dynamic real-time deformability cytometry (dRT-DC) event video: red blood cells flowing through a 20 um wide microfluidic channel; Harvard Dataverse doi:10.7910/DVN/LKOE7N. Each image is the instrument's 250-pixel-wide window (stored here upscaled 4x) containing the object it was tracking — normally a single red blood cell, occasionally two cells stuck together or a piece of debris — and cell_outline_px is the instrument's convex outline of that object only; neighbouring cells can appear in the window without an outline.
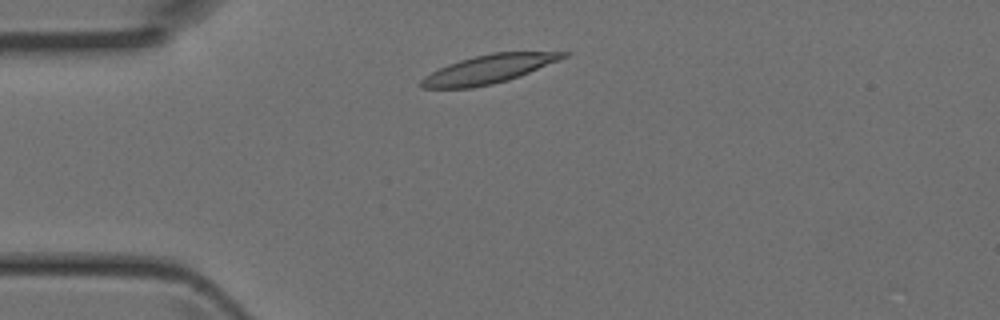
{"species": "Egyptian fruit bat (a non-hibernating species)", "species_latin": "Rousettus aegyptiacus", "temperature_condition": "room temperature", "stored_images_in_passage": 3, "camera_frame_rate_fps": 3000, "um_per_image_px": 0.085, "animal": {"sex": "female"}, "frame": {"image": 1, "passage_image": 2, "time_ms": 0.333, "image_size_px": [1000, 320], "cell_outline_px": [[568, 56], [560, 60], [520, 76], [508, 80], [492, 84], [472, 88], [420, 88], [420, 80], [424, 76], [448, 64], [460, 60], [492, 52], [568, 52]], "centroid_in_image_um": [41.53, 5.88], "position_along_channel_um": 43.5, "area_um2": 23.47}}